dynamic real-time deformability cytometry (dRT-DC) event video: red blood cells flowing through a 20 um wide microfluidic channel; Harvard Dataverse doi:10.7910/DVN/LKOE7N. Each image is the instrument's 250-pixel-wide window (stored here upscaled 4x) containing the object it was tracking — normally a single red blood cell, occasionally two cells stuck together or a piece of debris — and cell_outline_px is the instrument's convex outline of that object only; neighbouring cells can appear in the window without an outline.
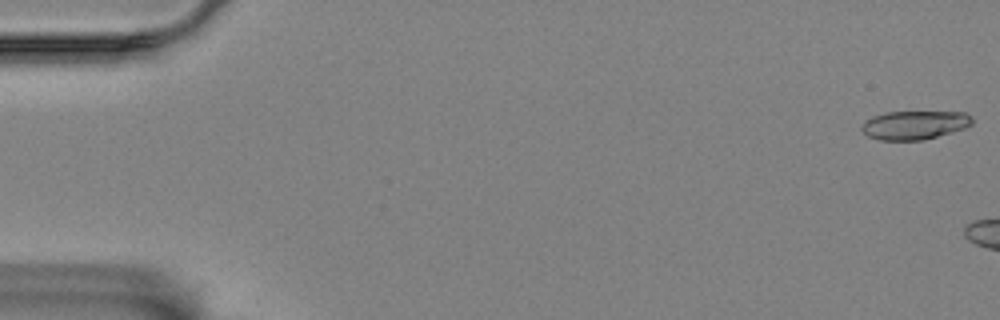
{"species": "Egyptian fruit bat (a non-hibernating species)", "species_latin": "Rousettus aegyptiacus", "temperature_condition": "room temperature", "stored_images_in_passage": 6, "camera_frame_rate_fps": 3000, "um_per_image_px": 0.085, "animal": {"sex": "female"}, "frame": {"image": 1, "passage_image": 1, "time_ms": 0.0, "image_size_px": [1000, 320], "cell_outline_px": [[972, 124], [964, 128], [952, 132], [924, 140], [880, 140], [868, 136], [860, 128], [860, 124], [864, 120], [872, 116], [884, 112], [964, 112], [972, 116]], "centroid_in_image_um": [77.7, 10.62], "position_along_channel_um": 7.3, "area_um2": 18.61}}